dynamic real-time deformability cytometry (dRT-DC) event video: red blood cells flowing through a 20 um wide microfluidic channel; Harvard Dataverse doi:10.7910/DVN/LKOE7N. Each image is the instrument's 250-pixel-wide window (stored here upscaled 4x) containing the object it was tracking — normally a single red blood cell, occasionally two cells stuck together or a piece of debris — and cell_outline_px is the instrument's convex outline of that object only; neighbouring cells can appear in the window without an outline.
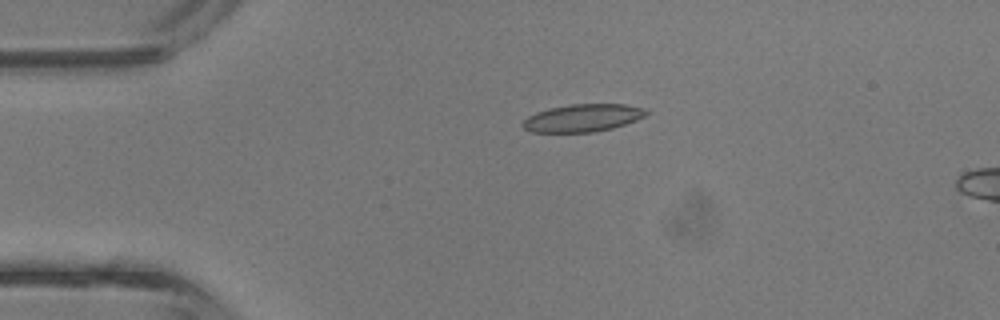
{"species": "common noctule bat (a hibernating species)", "species_latin": "Nyctalus noctula", "temperature_condition": "room temperature", "stored_images_in_passage": 4, "camera_frame_rate_fps": 3000, "um_per_image_px": 0.085, "animal": {"sex": "male", "body_mass_g": 13.3}, "frame": {"image": 1, "passage_image": 3, "time_ms": 0.667, "image_size_px": [1000, 320], "cell_outline_px": [[648, 112], [644, 116], [636, 120], [612, 128], [592, 132], [532, 132], [524, 128], [520, 124], [528, 116], [536, 112], [552, 108], [572, 104], [624, 104], [644, 108]], "centroid_in_image_um": [49.51, 10.02], "position_along_channel_um": 35.5, "area_um2": 19.65}}